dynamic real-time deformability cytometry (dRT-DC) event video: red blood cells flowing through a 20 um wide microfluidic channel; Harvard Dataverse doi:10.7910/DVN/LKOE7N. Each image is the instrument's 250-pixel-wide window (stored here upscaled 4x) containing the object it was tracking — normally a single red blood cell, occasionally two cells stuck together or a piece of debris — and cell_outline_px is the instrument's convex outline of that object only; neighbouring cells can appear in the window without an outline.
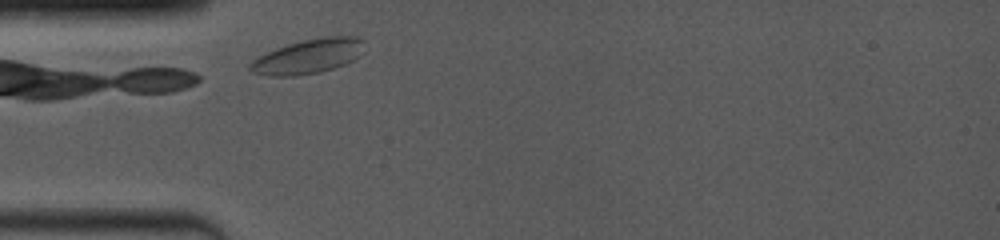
{"species": "common noctule bat (a hibernating species)", "species_latin": "Nyctalus noctula", "temperature_condition": "room temperature", "stored_images_in_passage": 3, "camera_frame_rate_fps": 4000, "um_per_image_px": 0.085, "animal": {"sex": "female", "body_mass_g": 19.0, "forearm_length_mm": 53.3}, "frame": {"image": 1, "passage_image": 1, "time_ms": 0.0, "image_size_px": [1000, 240], "cell_outline_px": [[364, 52], [360, 56], [344, 64], [320, 72], [296, 76], [268, 76], [252, 72], [248, 68], [248, 64], [252, 60], [276, 48], [288, 44], [304, 40], [324, 36], [356, 36], [364, 40]], "centroid_in_image_um": [26.22, 4.79], "position_along_channel_um": 58.8, "area_um2": 23.06}}